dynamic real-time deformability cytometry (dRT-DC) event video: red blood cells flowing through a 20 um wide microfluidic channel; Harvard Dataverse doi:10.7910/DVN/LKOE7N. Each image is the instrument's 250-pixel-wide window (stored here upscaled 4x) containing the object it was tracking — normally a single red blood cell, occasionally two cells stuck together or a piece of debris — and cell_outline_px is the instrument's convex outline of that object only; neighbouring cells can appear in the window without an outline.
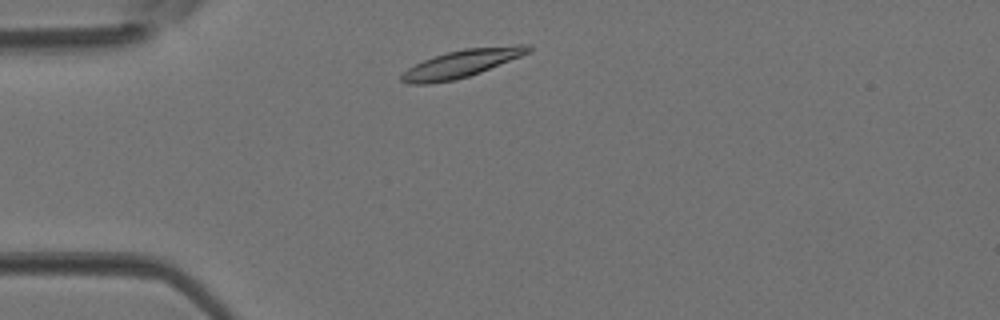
{"species": "Egyptian fruit bat (a non-hibernating species)", "species_latin": "Rousettus aegyptiacus", "temperature_condition": "room temperature", "stored_images_in_passage": 35, "camera_frame_rate_fps": 3000, "um_per_image_px": 0.085, "animal": {"sex": "female"}, "frame": {"image": 1, "passage_image": 3, "time_ms": 0.667, "image_size_px": [1000, 320], "cell_outline_px": [[532, 52], [480, 72], [456, 80], [428, 84], [408, 84], [400, 80], [400, 76], [408, 68], [432, 56], [464, 48], [516, 44], [532, 44]], "centroid_in_image_um": [39.29, 5.38], "position_along_channel_um": 45.7, "area_um2": 20.63}}
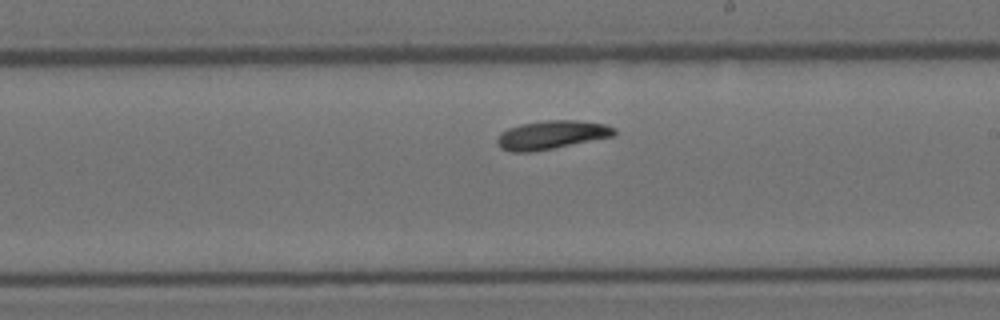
{"frame": {"image": 2, "passage_image": 17, "time_ms": 5.333, "image_size_px": [1000, 320], "cell_outline_px": [[616, 136], [532, 152], [512, 152], [500, 148], [496, 140], [500, 132], [508, 128], [520, 124], [548, 120], [576, 120], [604, 124], [616, 128]], "centroid_in_image_um": [46.88, 11.47], "position_along_channel_um": 242.1, "area_um2": 19.59}}
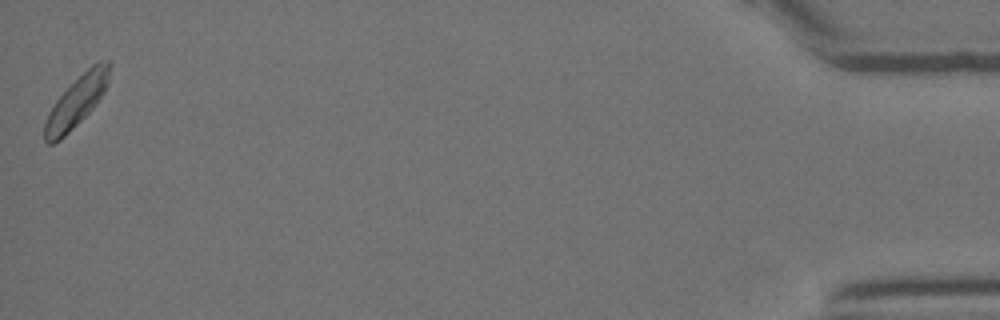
{"frame": {"image": 3, "passage_image": 35, "time_ms": 11.333, "image_size_px": [1000, 320], "cell_outline_px": [[112, 64], [108, 80], [104, 92], [96, 104], [60, 140], [52, 144], [48, 144], [44, 140], [44, 124], [48, 112], [56, 100], [92, 64], [100, 60], [108, 60]], "centroid_in_image_um": [6.51, 8.61], "position_along_channel_um": 428.7, "area_um2": 18.73}}